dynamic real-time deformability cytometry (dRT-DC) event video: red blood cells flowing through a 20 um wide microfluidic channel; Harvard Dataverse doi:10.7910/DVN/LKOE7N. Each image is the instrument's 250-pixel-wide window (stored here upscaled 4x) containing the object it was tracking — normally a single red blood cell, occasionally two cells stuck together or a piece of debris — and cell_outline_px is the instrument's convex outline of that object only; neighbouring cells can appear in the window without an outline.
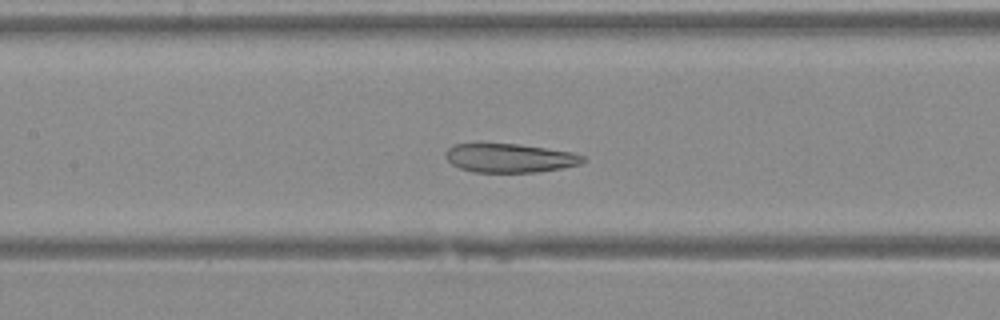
{"species": "Egyptian fruit bat (a non-hibernating species)", "species_latin": "Rousettus aegyptiacus", "temperature_condition": "warm", "stored_images_in_passage": 44, "camera_frame_rate_fps": 3000, "um_per_image_px": 0.085, "animal": {"sex": "female"}, "frame": {"image": 1, "passage_image": 21, "time_ms": 6.667, "image_size_px": [1000, 320], "cell_outline_px": [[588, 160], [580, 164], [560, 168], [536, 172], [472, 172], [460, 168], [452, 164], [444, 156], [444, 152], [452, 144], [520, 144], [572, 152], [584, 156]], "centroid_in_image_um": [43.32, 13.43], "position_along_channel_um": 164.1, "area_um2": 23.12}}
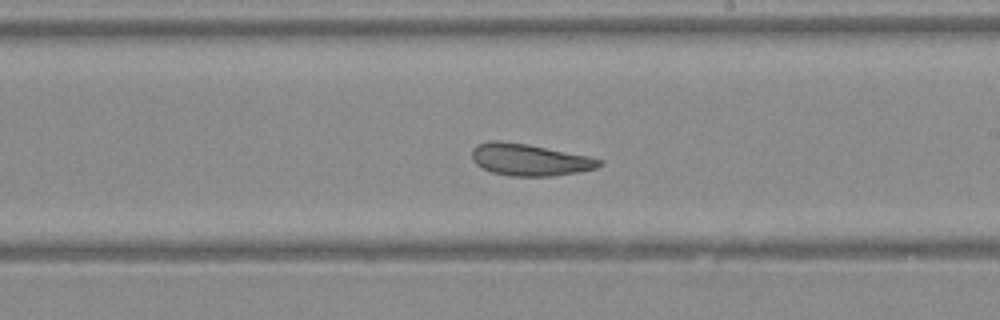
{"frame": {"image": 2, "passage_image": 26, "time_ms": 8.333, "image_size_px": [1000, 320], "cell_outline_px": [[604, 164], [596, 168], [576, 172], [552, 176], [512, 176], [492, 172], [476, 164], [472, 160], [472, 148], [476, 144], [488, 140], [500, 140], [528, 144], [588, 156], [604, 160]], "centroid_in_image_um": [44.99, 13.56], "position_along_channel_um": 244.0, "area_um2": 23.76}}
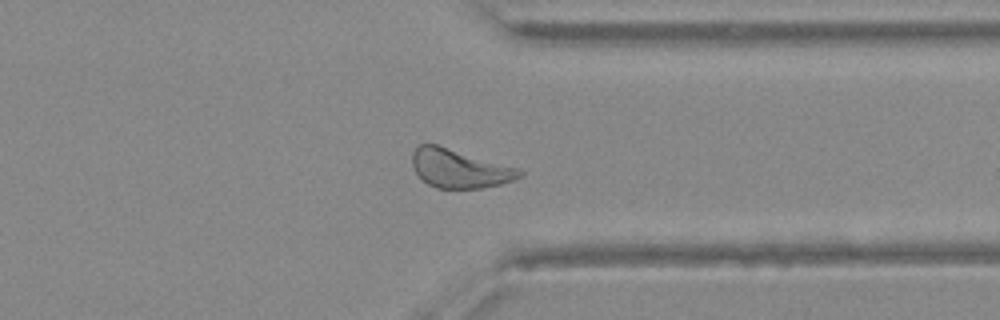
{"frame": {"image": 3, "passage_image": 34, "time_ms": 11.0, "image_size_px": [1000, 320], "cell_outline_px": [[524, 176], [500, 184], [480, 188], [436, 188], [428, 184], [416, 172], [412, 164], [412, 152], [420, 144], [436, 144], [520, 168], [524, 172]], "centroid_in_image_um": [39.08, 14.32], "position_along_channel_um": 372.3, "area_um2": 24.1}}